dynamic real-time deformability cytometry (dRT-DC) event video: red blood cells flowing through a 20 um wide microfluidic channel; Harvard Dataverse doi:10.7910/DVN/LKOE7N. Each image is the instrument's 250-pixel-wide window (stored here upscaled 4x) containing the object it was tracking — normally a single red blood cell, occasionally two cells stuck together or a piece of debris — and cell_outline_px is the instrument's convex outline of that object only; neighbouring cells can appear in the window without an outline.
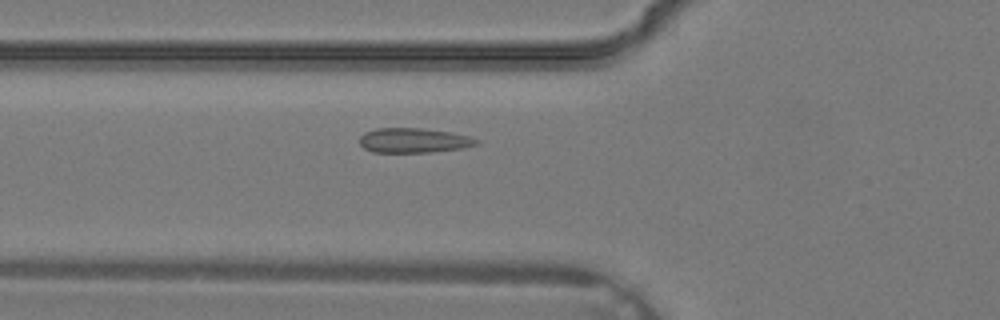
{"species": "common noctule bat (a hibernating species)", "species_latin": "Nyctalus noctula", "temperature_condition": "warm", "stored_images_in_passage": 35, "camera_frame_rate_fps": 3000, "um_per_image_px": 0.085, "animal": {"sex": "male", "body_mass_g": 19.2, "forearm_length_mm": 51.8}, "frame": {"image": 1, "passage_image": 12, "time_ms": 3.667, "image_size_px": [1000, 320], "cell_outline_px": [[480, 144], [464, 148], [432, 152], [372, 152], [364, 148], [360, 144], [360, 136], [364, 132], [376, 128], [420, 128], [452, 132], [468, 136], [480, 140]], "centroid_in_image_um": [35.19, 11.93], "position_along_channel_um": 90.6, "area_um2": 16.99}}
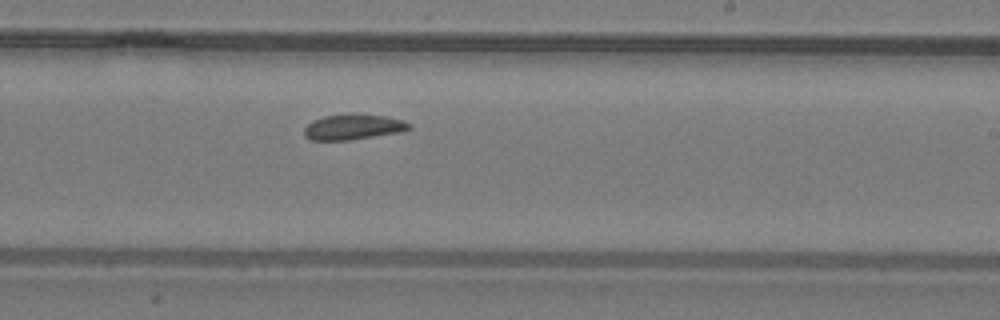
{"frame": {"image": 2, "passage_image": 21, "time_ms": 6.667, "image_size_px": [1000, 320], "cell_outline_px": [[412, 128], [400, 132], [348, 140], [308, 140], [304, 136], [304, 128], [312, 120], [324, 116], [384, 116], [404, 120], [412, 124]], "centroid_in_image_um": [30.01, 10.83], "position_along_channel_um": 259.0, "area_um2": 15.03}}
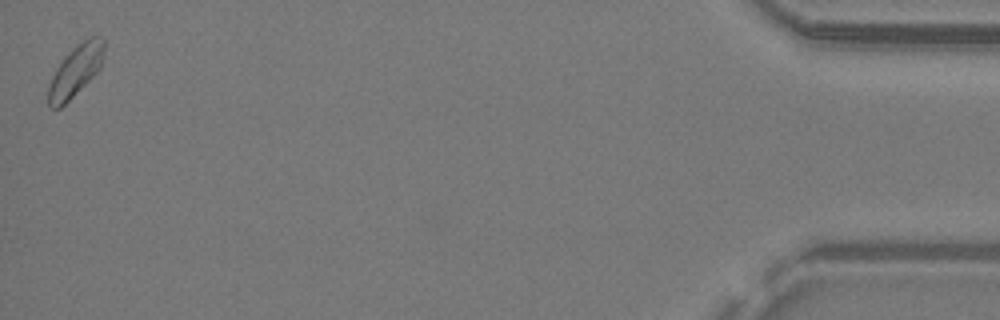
{"frame": {"image": 3, "passage_image": 35, "time_ms": 11.333, "image_size_px": [1000, 320], "cell_outline_px": [[104, 52], [100, 68], [60, 108], [52, 108], [48, 104], [48, 84], [56, 68], [64, 56], [76, 44], [92, 36], [104, 36]], "centroid_in_image_um": [6.41, 5.97], "position_along_channel_um": 428.8, "area_um2": 16.42}}